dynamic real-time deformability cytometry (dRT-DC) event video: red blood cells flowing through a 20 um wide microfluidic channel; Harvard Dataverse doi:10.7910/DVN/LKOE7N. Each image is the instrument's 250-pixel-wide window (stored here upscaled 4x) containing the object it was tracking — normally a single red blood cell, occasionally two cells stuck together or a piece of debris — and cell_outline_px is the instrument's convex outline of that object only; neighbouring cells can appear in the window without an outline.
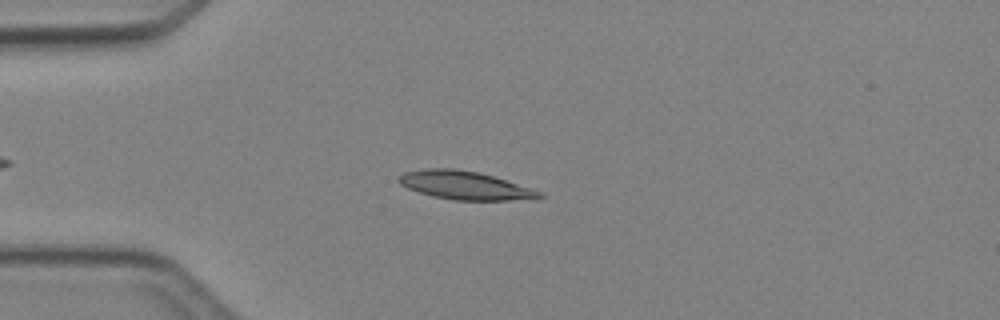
{"species": "Egyptian fruit bat (a non-hibernating species)", "species_latin": "Rousettus aegyptiacus", "temperature_condition": "cold", "stored_images_in_passage": 3, "camera_frame_rate_fps": 3000, "um_per_image_px": 0.085, "animal": {"sex": "female"}, "frame": {"image": 1, "passage_image": 3, "time_ms": 2.333, "image_size_px": [1000, 320], "cell_outline_px": [[544, 196], [536, 200], [456, 200], [432, 196], [408, 188], [400, 184], [396, 180], [404, 172], [424, 168], [456, 168], [480, 172], [544, 192]], "centroid_in_image_um": [39.56, 15.75], "position_along_channel_um": 45.4, "area_um2": 23.47}}